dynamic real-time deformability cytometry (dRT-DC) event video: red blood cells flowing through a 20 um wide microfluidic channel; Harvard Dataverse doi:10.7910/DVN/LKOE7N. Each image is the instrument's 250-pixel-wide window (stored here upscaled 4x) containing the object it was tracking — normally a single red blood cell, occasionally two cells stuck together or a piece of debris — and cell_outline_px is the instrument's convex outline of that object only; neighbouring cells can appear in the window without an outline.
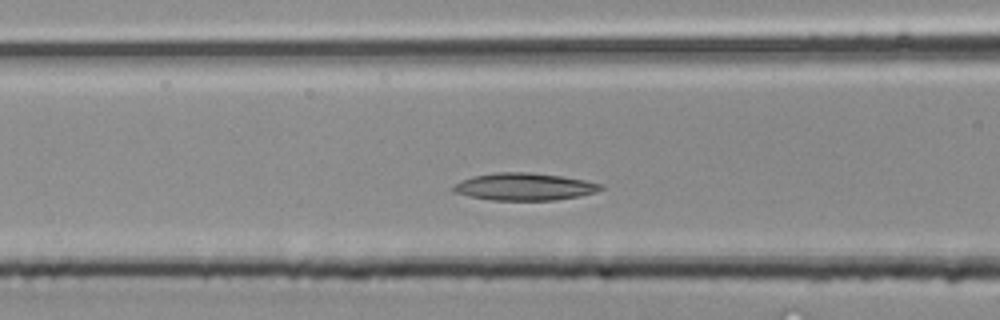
{"species": "common noctule bat (a hibernating species)", "species_latin": "Nyctalus noctula", "temperature_condition": "room temperature", "stored_images_in_passage": 24, "camera_frame_rate_fps": 3000, "um_per_image_px": 0.085, "animal": {"sex": "male", "body_mass_g": 20.4}, "frame": {"image": 1, "passage_image": 5, "time_ms": 1.333, "image_size_px": [1000, 320], "cell_outline_px": [[604, 188], [596, 192], [580, 196], [556, 200], [492, 200], [472, 196], [456, 192], [452, 188], [452, 184], [460, 180], [472, 176], [496, 172], [532, 172], [560, 176], [584, 180], [604, 184]], "centroid_in_image_um": [44.59, 15.86], "position_along_channel_um": 122.0, "area_um2": 23.52}}
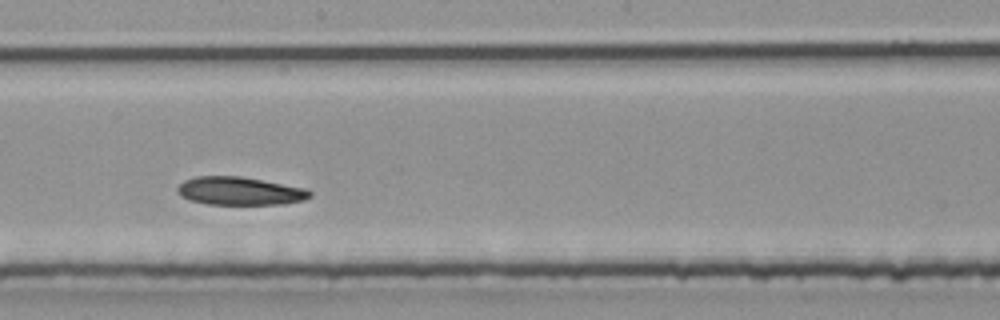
{"frame": {"image": 2, "passage_image": 11, "time_ms": 3.333, "image_size_px": [1000, 320], "cell_outline_px": [[312, 196], [304, 200], [284, 204], [208, 204], [192, 200], [180, 196], [176, 192], [176, 188], [184, 180], [196, 176], [240, 176], [304, 188], [312, 192]], "centroid_in_image_um": [20.36, 16.23], "position_along_channel_um": 227.8, "area_um2": 21.62}}
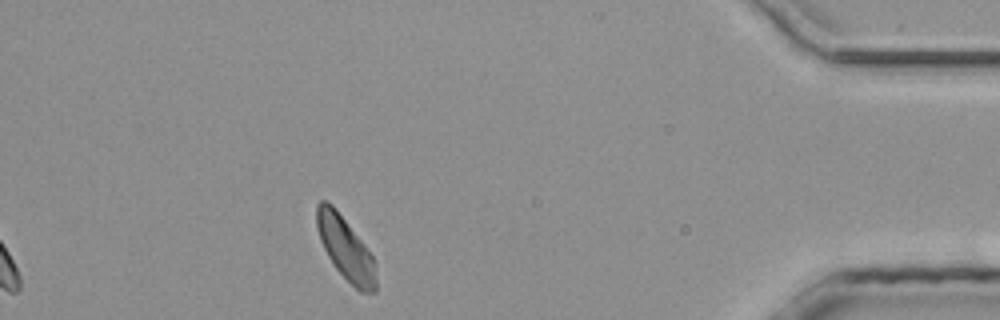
{"frame": {"image": 3, "passage_image": 24, "time_ms": 7.667, "image_size_px": [1000, 320], "cell_outline_px": [[376, 292], [360, 292], [336, 268], [328, 256], [320, 240], [316, 228], [316, 204], [320, 200], [324, 200], [332, 204], [364, 244], [372, 256], [376, 264]], "centroid_in_image_um": [29.36, 21.1], "position_along_channel_um": 405.8, "area_um2": 21.5}}